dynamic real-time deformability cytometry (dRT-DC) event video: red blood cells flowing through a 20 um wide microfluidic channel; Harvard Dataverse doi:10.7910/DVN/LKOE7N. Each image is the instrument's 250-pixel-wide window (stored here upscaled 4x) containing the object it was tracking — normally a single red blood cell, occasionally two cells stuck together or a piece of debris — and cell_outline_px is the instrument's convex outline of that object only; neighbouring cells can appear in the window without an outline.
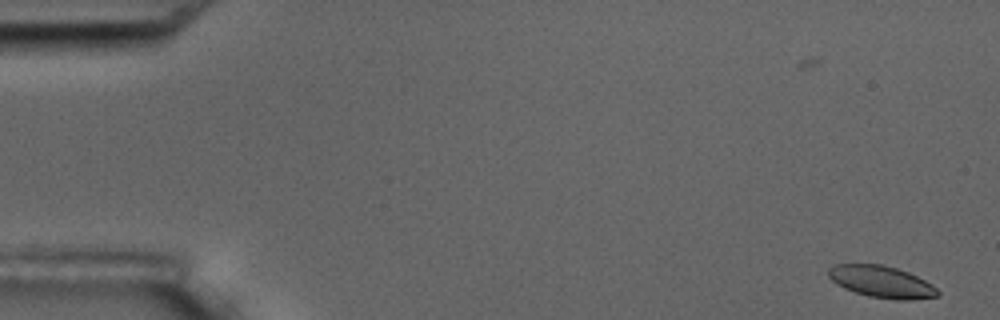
{"species": "common noctule bat (a hibernating species)", "species_latin": "Nyctalus noctula", "temperature_condition": "room temperature", "stored_images_in_passage": 5, "camera_frame_rate_fps": 3000, "um_per_image_px": 0.085, "animal": {"sex": "male", "body_mass_g": 17.5, "forearm_length_mm": 52.3}, "frame": {"image": 1, "passage_image": 1, "time_ms": 0.0, "image_size_px": [1000, 320], "cell_outline_px": [[940, 296], [904, 300], [896, 300], [868, 296], [844, 288], [836, 284], [828, 276], [828, 268], [832, 264], [880, 264], [896, 268], [908, 272], [932, 284], [940, 292]], "centroid_in_image_um": [74.91, 23.95], "position_along_channel_um": 10.1, "area_um2": 20.23}}
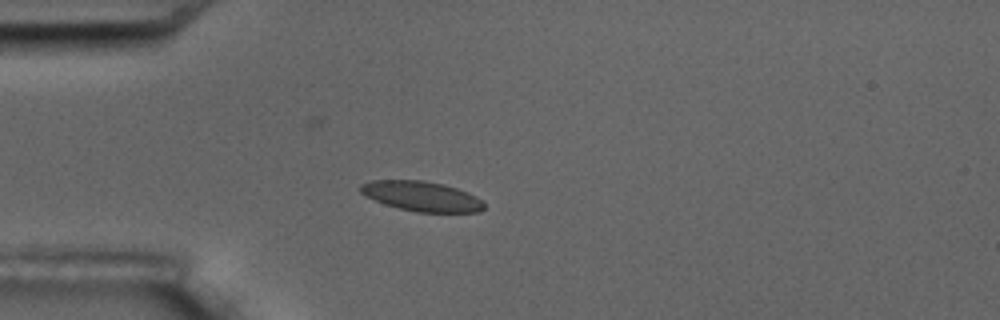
{"frame": {"image": 2, "passage_image": 5, "time_ms": 4.667, "image_size_px": [1000, 320], "cell_outline_px": [[484, 208], [480, 212], [416, 212], [384, 204], [360, 192], [356, 188], [360, 184], [372, 180], [420, 180], [444, 184], [468, 192], [476, 196], [484, 204]], "centroid_in_image_um": [35.82, 16.67], "position_along_channel_um": 49.2, "area_um2": 21.5}}